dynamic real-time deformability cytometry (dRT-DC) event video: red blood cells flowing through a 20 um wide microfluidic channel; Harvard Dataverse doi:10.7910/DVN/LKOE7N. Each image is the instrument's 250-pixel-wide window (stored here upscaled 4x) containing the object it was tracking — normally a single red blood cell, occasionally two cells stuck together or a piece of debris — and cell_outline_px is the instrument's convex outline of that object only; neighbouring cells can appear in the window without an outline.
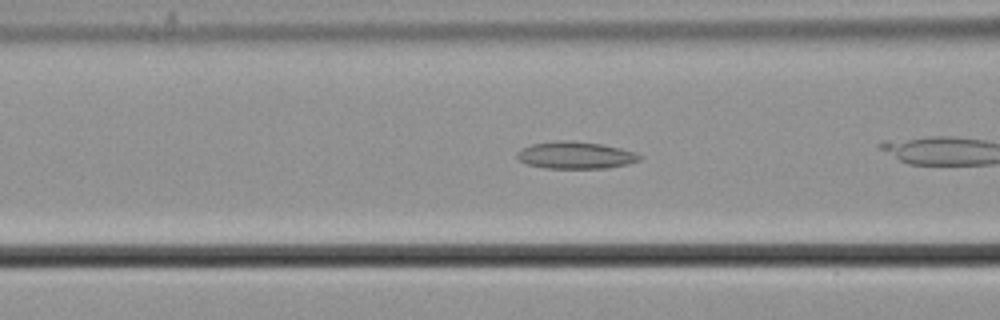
{"species": "common noctule bat (a hibernating species)", "species_latin": "Nyctalus noctula", "temperature_condition": "cold", "stored_images_in_passage": 34, "camera_frame_rate_fps": 3000, "um_per_image_px": 0.085, "animal": {"sex": "male", "body_mass_g": 21.5, "forearm_length_mm": 52.0}, "frame": {"image": 1, "passage_image": 20, "time_ms": 6.333, "image_size_px": [1000, 320], "cell_outline_px": [[640, 160], [628, 164], [608, 168], [544, 168], [528, 164], [520, 160], [516, 156], [516, 152], [520, 148], [532, 144], [560, 140], [564, 140], [600, 144], [620, 148], [636, 152], [640, 156]], "centroid_in_image_um": [48.9, 13.2], "position_along_channel_um": 117.7, "area_um2": 19.25}}